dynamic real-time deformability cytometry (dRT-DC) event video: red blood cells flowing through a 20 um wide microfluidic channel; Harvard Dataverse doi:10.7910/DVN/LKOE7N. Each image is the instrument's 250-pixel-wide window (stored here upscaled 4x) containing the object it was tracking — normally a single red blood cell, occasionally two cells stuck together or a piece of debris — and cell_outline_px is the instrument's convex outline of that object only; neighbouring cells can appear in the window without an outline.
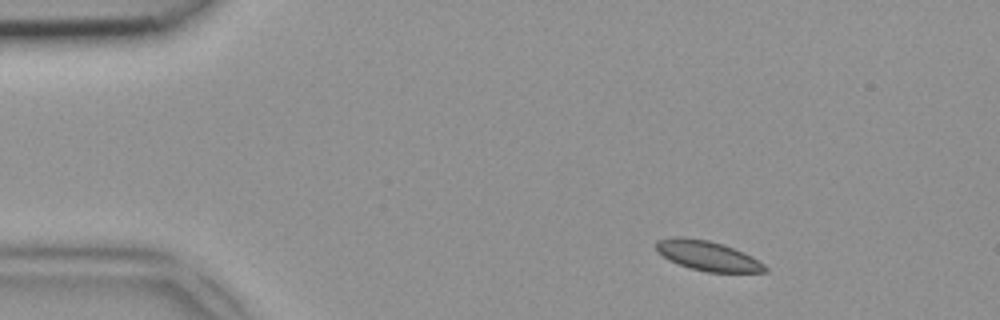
{"species": "common noctule bat (a hibernating species)", "species_latin": "Nyctalus noctula", "temperature_condition": "room temperature", "stored_images_in_passage": 42, "camera_frame_rate_fps": 3000, "um_per_image_px": 0.085, "animal": {"sex": "female", "body_mass_g": 18.4}, "frame": {"image": 1, "passage_image": 1, "time_ms": 0.0, "image_size_px": [1000, 320], "cell_outline_px": [[768, 272], [708, 272], [692, 268], [668, 260], [656, 252], [656, 240], [676, 236], [680, 236], [708, 240], [732, 248], [752, 256], [764, 264], [768, 268]], "centroid_in_image_um": [60.12, 21.73], "position_along_channel_um": 24.9, "area_um2": 18.79}}
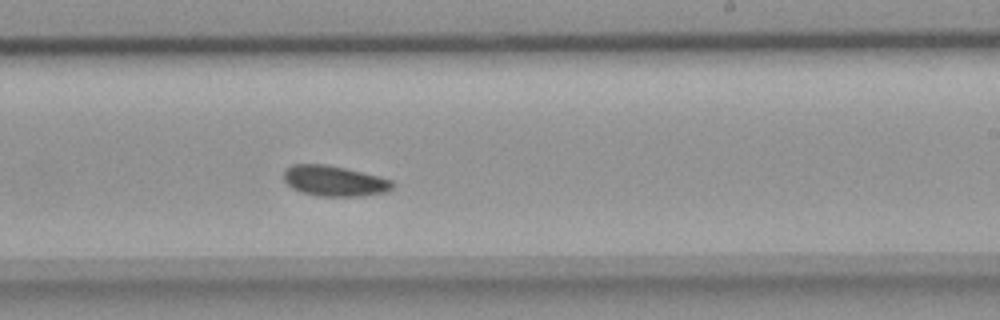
{"frame": {"image": 2, "passage_image": 23, "time_ms": 7.333, "image_size_px": [1000, 320], "cell_outline_px": [[396, 184], [388, 192], [360, 196], [320, 196], [300, 192], [292, 188], [284, 180], [284, 168], [292, 164], [324, 164], [344, 168], [380, 176], [392, 180]], "centroid_in_image_um": [28.43, 15.38], "position_along_channel_um": 260.6, "area_um2": 19.48}}
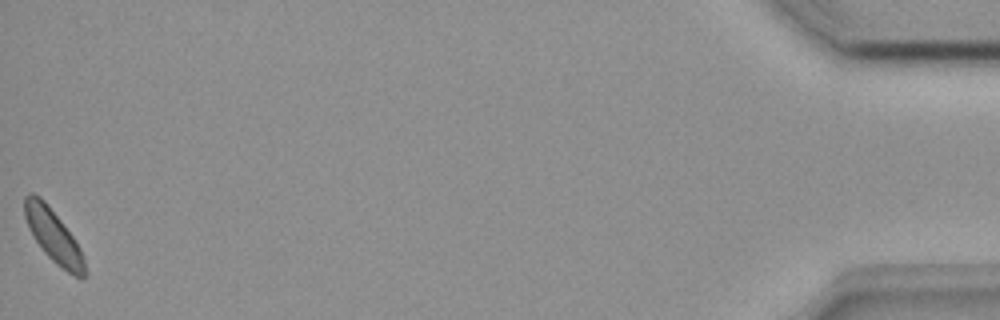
{"frame": {"image": 3, "passage_image": 42, "time_ms": 13.667, "image_size_px": [1000, 320], "cell_outline_px": [[88, 272], [84, 276], [76, 276], [68, 272], [56, 264], [44, 252], [28, 228], [24, 216], [24, 196], [28, 192], [32, 192], [40, 196], [44, 200], [60, 220], [72, 236], [80, 248]], "centroid_in_image_um": [4.51, 20.02], "position_along_channel_um": 430.7, "area_um2": 18.32}}